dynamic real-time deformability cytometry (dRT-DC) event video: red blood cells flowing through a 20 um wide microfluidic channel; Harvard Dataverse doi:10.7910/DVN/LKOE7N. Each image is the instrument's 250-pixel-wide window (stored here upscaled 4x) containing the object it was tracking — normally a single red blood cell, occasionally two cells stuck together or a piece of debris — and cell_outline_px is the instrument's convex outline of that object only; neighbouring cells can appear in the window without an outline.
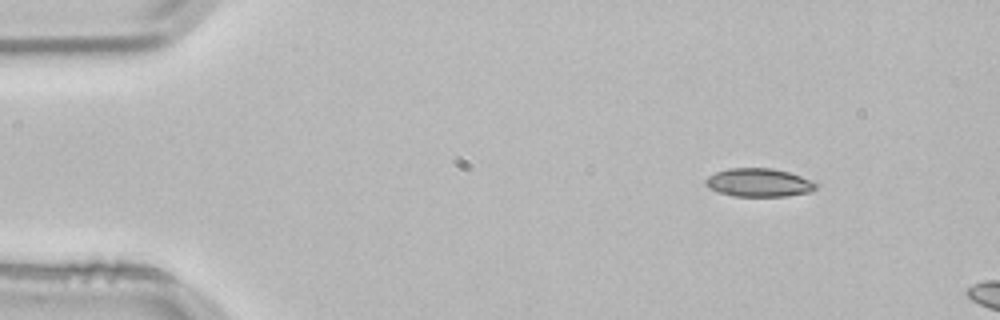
{"species": "common noctule bat (a hibernating species)", "species_latin": "Nyctalus noctula", "temperature_condition": "room temperature", "stored_images_in_passage": 3, "camera_frame_rate_fps": 3000, "um_per_image_px": 0.085, "animal": {"sex": "male", "body_mass_g": 21.5, "forearm_length_mm": 52.0}, "frame": {"image": 1, "passage_image": 1, "time_ms": 0.0, "image_size_px": [1000, 320], "cell_outline_px": [[820, 184], [816, 188], [808, 192], [788, 196], [732, 196], [708, 188], [704, 184], [704, 180], [708, 176], [716, 172], [728, 168], [772, 168], [788, 172], [812, 180]], "centroid_in_image_um": [64.49, 15.52], "position_along_channel_um": 20.5, "area_um2": 18.32}}